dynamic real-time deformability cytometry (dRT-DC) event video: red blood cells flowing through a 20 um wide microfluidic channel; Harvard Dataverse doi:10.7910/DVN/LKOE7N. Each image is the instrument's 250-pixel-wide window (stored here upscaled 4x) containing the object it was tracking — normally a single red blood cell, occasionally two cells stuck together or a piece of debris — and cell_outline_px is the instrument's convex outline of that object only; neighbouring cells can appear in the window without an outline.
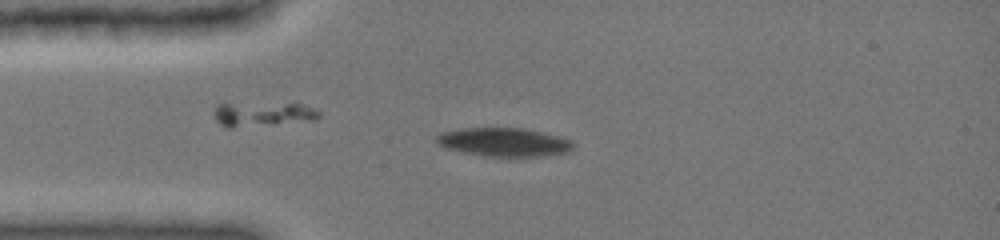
{"species": "common noctule bat (a hibernating species)", "species_latin": "Nyctalus noctula", "temperature_condition": "cold", "stored_images_in_passage": 48, "camera_frame_rate_fps": 3000, "um_per_image_px": 0.085, "animal": {"sex": "female", "body_mass_g": 19.0, "forearm_length_mm": 51.5}, "frame": {"image": 1, "passage_image": 11, "time_ms": 3.333, "image_size_px": [1000, 240], "cell_outline_px": [[576, 144], [568, 152], [544, 156], [484, 156], [464, 152], [448, 148], [436, 144], [436, 136], [444, 132], [460, 128], [524, 128], [560, 136]], "centroid_in_image_um": [42.85, 12.08], "position_along_channel_um": 42.2, "area_um2": 22.66}}
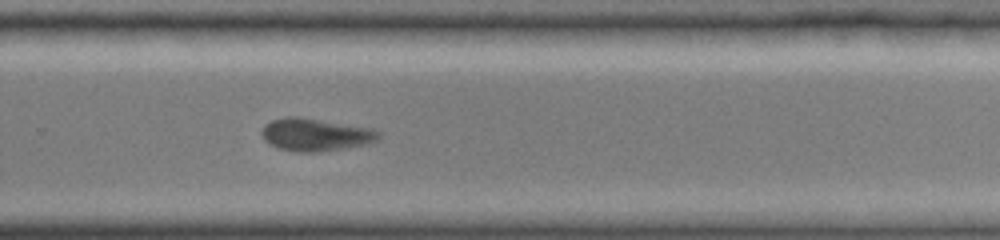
{"frame": {"image": 2, "passage_image": 32, "time_ms": 10.333, "image_size_px": [1000, 240], "cell_outline_px": [[380, 136], [376, 140], [364, 144], [344, 148], [316, 152], [300, 152], [280, 148], [268, 144], [264, 140], [260, 132], [264, 124], [272, 120], [288, 116], [296, 116], [372, 128], [380, 132]], "centroid_in_image_um": [26.77, 11.44], "position_along_channel_um": 303.0, "area_um2": 22.08}}
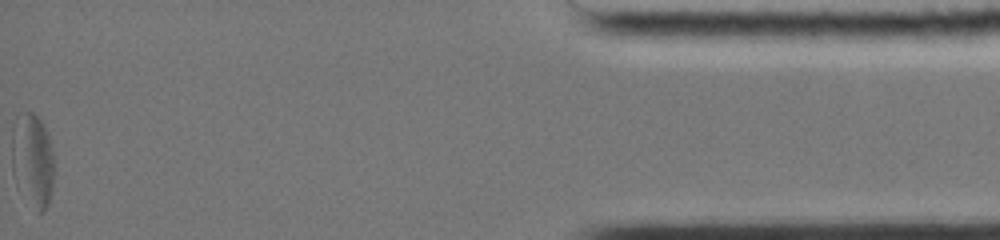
{"frame": {"image": 3, "passage_image": 48, "time_ms": 15.667, "image_size_px": [1000, 240], "cell_outline_px": [[52, 184], [48, 204], [44, 212], [40, 212], [16, 184], [12, 172], [12, 124], [16, 116], [20, 112], [32, 112], [40, 120], [48, 132], [52, 152]], "centroid_in_image_um": [2.73, 13.51], "position_along_channel_um": 432.5, "area_um2": 22.66}, "authors_computed_cell_mechanics": {"area_um2": 23.3801, "velocity_mm_per_s": 3.9392, "shape_relaxation_time_tau1_ms": null, "shape_relaxation_time_tau2_ms": 5.294, "deformation_change_tau1": null, "deformation_change_tau2": 0.1102}}